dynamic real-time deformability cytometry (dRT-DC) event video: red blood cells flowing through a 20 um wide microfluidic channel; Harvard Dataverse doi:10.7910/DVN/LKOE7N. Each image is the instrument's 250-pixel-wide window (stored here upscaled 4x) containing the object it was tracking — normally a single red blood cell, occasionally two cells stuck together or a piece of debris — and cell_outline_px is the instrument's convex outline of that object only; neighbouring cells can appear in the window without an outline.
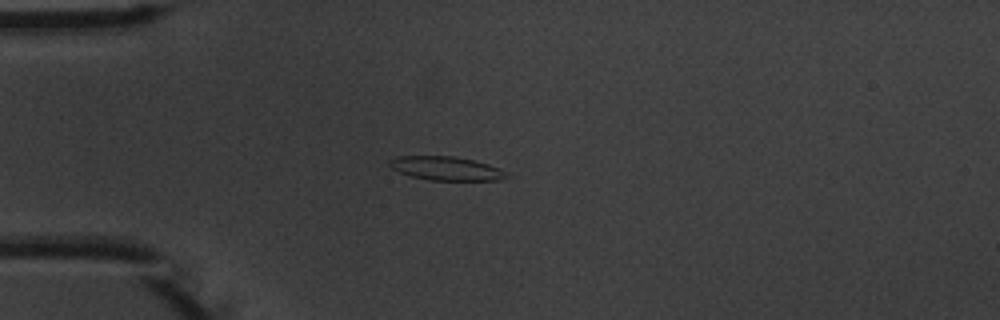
{"species": "common noctule bat (a hibernating species)", "species_latin": "Nyctalus noctula", "temperature_condition": "warm", "stored_images_in_passage": 5, "camera_frame_rate_fps": 3000, "um_per_image_px": 0.085, "animal": {"sex": "male", "body_mass_g": 20.1, "forearm_length_mm": 53.5}, "frame": {"image": 1, "passage_image": 5, "time_ms": 4.667, "image_size_px": [1000, 320], "cell_outline_px": [[508, 176], [500, 180], [428, 180], [412, 176], [400, 172], [392, 168], [388, 164], [388, 160], [396, 156], [456, 156], [488, 164], [500, 168], [508, 172]], "centroid_in_image_um": [37.92, 14.31], "position_along_channel_um": 47.1, "area_um2": 16.24}}